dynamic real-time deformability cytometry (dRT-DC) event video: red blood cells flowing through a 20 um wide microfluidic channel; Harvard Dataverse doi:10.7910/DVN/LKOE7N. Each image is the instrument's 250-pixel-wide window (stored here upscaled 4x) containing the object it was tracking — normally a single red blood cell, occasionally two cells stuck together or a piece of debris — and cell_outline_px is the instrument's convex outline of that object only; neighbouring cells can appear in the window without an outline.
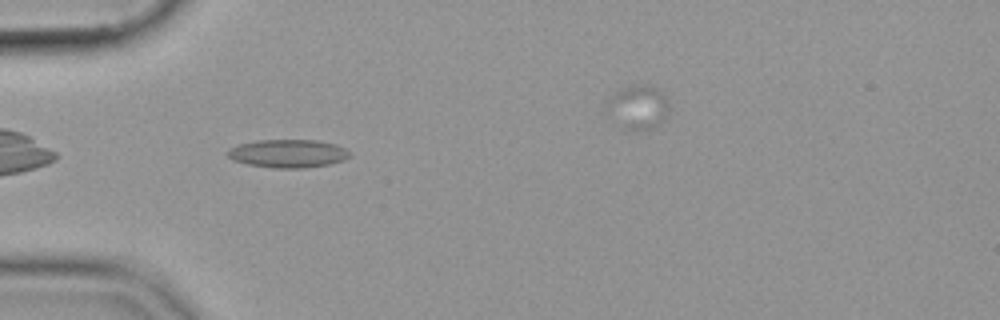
{"species": "common noctule bat (a hibernating species)", "species_latin": "Nyctalus noctula", "temperature_condition": "cold", "stored_images_in_passage": 36, "camera_frame_rate_fps": 3000, "um_per_image_px": 0.085, "animal": {"sex": "female", "body_mass_g": 19.9}, "frame": {"image": 1, "passage_image": 1, "time_ms": 0.0, "image_size_px": [1000, 320], "cell_outline_px": [[352, 156], [344, 160], [328, 164], [300, 168], [276, 168], [248, 164], [232, 160], [228, 156], [228, 148], [240, 144], [256, 140], [316, 140], [336, 144], [344, 148]], "centroid_in_image_um": [24.47, 13.04], "position_along_channel_um": 60.5, "area_um2": 19.94}}
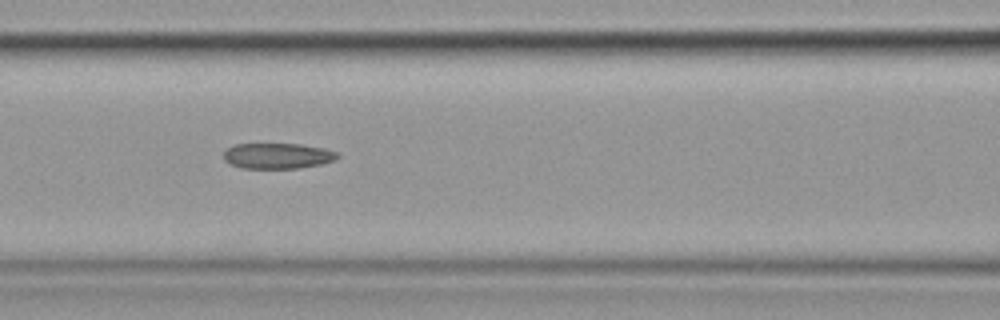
{"frame": {"image": 2, "passage_image": 8, "time_ms": 2.333, "image_size_px": [1000, 320], "cell_outline_px": [[340, 156], [336, 160], [320, 164], [296, 168], [240, 168], [224, 160], [224, 152], [228, 148], [236, 144], [300, 144], [324, 148], [336, 152]], "centroid_in_image_um": [23.61, 13.24], "position_along_channel_um": 143.0, "area_um2": 16.88}}
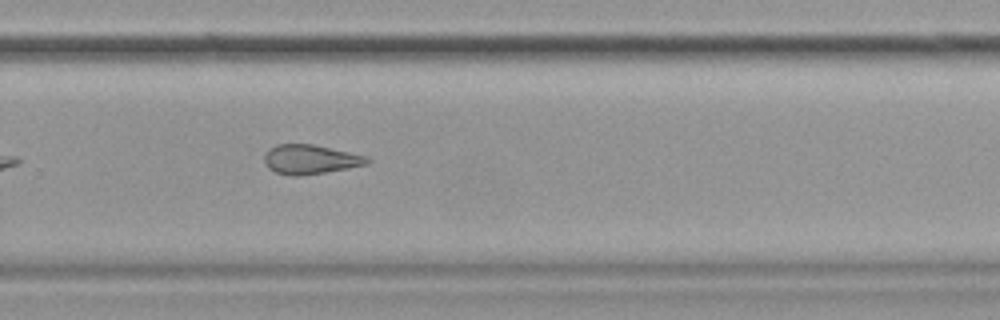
{"frame": {"image": 3, "passage_image": 21, "time_ms": 6.667, "image_size_px": [1000, 320], "cell_outline_px": [[372, 160], [368, 164], [348, 168], [324, 172], [296, 176], [292, 176], [276, 172], [268, 168], [264, 164], [264, 156], [268, 148], [276, 144], [312, 144], [368, 156]], "centroid_in_image_um": [26.36, 13.54], "position_along_channel_um": 303.4, "area_um2": 17.63}}